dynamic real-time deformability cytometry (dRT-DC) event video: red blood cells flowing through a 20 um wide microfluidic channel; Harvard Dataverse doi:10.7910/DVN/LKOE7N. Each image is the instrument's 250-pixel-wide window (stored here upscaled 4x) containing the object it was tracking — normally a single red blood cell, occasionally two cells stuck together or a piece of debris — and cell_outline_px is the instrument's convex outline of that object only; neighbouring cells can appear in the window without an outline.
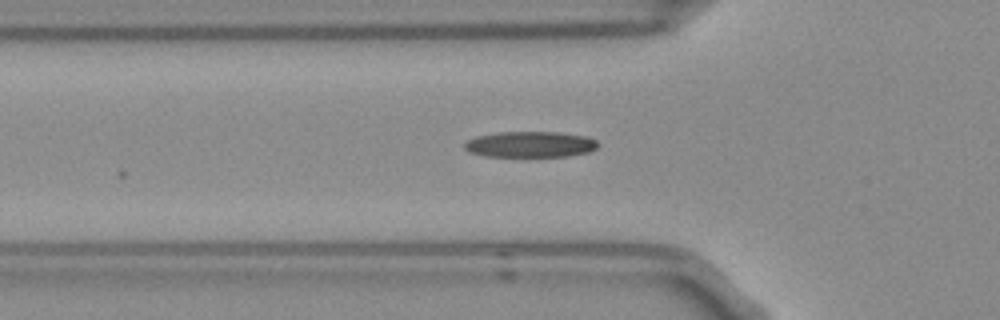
{"species": "Egyptian fruit bat (a non-hibernating species)", "species_latin": "Rousettus aegyptiacus", "temperature_condition": "room temperature", "stored_images_in_passage": 3, "camera_frame_rate_fps": 3000, "um_per_image_px": 0.085, "frame": {"image": 1, "passage_image": 3, "time_ms": 0.667, "image_size_px": [1000, 320], "cell_outline_px": [[600, 144], [596, 148], [588, 152], [564, 156], [484, 156], [472, 152], [464, 148], [464, 144], [468, 140], [476, 136], [496, 132], [560, 132], [588, 136], [596, 140]], "centroid_in_image_um": [45.1, 12.26], "position_along_channel_um": 80.7, "area_um2": 20.11}}